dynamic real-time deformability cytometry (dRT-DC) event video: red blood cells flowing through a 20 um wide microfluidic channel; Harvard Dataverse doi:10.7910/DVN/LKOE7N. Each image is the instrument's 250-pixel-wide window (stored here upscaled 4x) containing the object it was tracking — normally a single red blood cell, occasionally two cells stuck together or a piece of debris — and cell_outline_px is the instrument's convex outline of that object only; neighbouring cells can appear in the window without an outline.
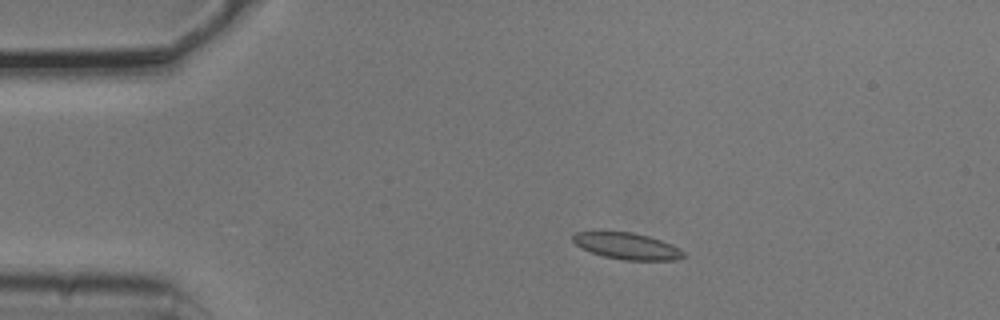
{"species": "common noctule bat (a hibernating species)", "species_latin": "Nyctalus noctula", "temperature_condition": "cold", "stored_images_in_passage": 4, "camera_frame_rate_fps": 3000, "um_per_image_px": 0.085, "animal": {"sex": "male", "body_mass_g": 20.5, "forearm_length_mm": 52.5}, "frame": {"image": 1, "passage_image": 3, "time_ms": 0.667, "image_size_px": [1000, 320], "cell_outline_px": [[688, 256], [676, 260], [624, 260], [604, 256], [592, 252], [576, 244], [572, 240], [572, 236], [576, 232], [632, 232], [648, 236], [672, 244], [680, 248]], "centroid_in_image_um": [53.37, 20.92], "position_along_channel_um": 31.6, "area_um2": 16.94}}